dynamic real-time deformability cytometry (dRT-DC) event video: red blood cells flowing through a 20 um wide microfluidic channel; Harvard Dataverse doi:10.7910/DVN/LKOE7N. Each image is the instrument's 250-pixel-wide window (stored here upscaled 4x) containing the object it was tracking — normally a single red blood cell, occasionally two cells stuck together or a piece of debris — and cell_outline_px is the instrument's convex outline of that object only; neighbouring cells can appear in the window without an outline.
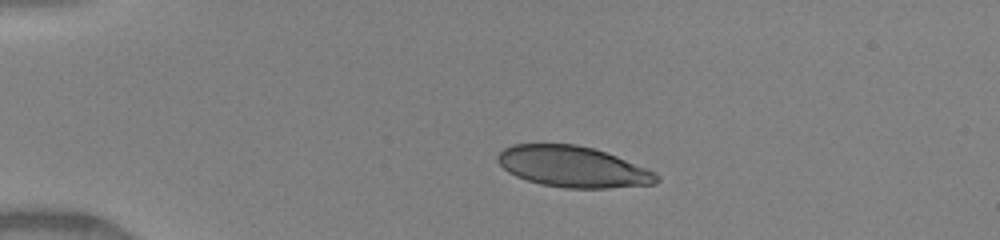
{"species": "human", "species_latin": "Homo sapiens", "temperature_condition": "warm", "stored_images_in_passage": 34, "camera_frame_rate_fps": 3000, "um_per_image_px": 0.085, "donor": {"sex": "female"}, "frame": {"image": 1, "passage_image": 1, "time_ms": 0.0, "image_size_px": [1000, 240], "cell_outline_px": [[660, 180], [656, 184], [608, 188], [564, 188], [540, 184], [516, 176], [508, 172], [496, 160], [496, 156], [504, 148], [512, 144], [576, 144], [592, 148], [616, 156], [656, 172], [660, 176]], "centroid_in_image_um": [48.7, 14.18], "position_along_channel_um": 36.3, "area_um2": 37.97}}
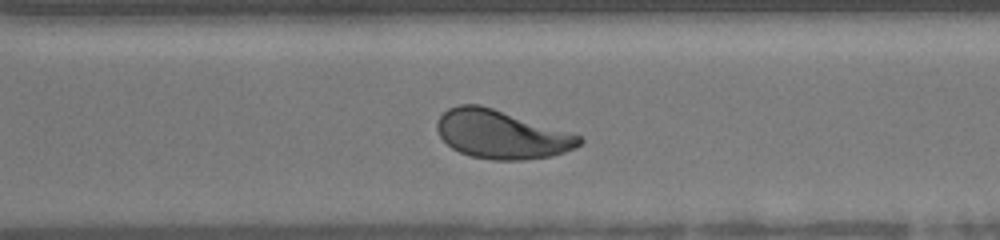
{"frame": {"image": 2, "passage_image": 26, "time_ms": 8.333, "image_size_px": [1000, 240], "cell_outline_px": [[584, 140], [580, 144], [564, 152], [552, 156], [520, 160], [492, 160], [472, 156], [460, 152], [452, 148], [440, 136], [436, 128], [436, 120], [448, 108], [460, 104], [480, 104], [580, 136]], "centroid_in_image_um": [42.56, 11.42], "position_along_channel_um": 328.0, "area_um2": 39.65}}
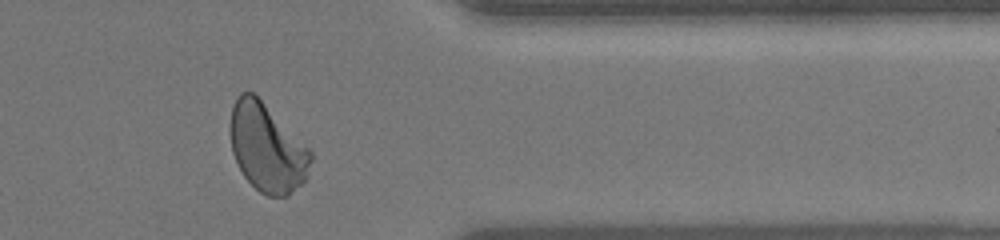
{"frame": {"image": 3, "passage_image": 31, "time_ms": 10.0, "image_size_px": [1000, 240], "cell_outline_px": [[312, 160], [308, 176], [288, 196], [268, 196], [260, 192], [244, 176], [232, 152], [228, 128], [232, 108], [240, 92], [252, 92], [312, 152]], "centroid_in_image_um": [22.67, 12.59], "position_along_channel_um": 388.7, "area_um2": 40.75}, "authors_computed_cell_mechanics": {"area_um2": 40.2866, "velocity_mm_per_s": 4.1551, "shape_relaxation_time_tau1_ms": 6.3225, "shape_relaxation_time_tau2_ms": 0.79, "deformation_change_tau1": 0.2079, "deformation_change_tau2": 0.0713}}